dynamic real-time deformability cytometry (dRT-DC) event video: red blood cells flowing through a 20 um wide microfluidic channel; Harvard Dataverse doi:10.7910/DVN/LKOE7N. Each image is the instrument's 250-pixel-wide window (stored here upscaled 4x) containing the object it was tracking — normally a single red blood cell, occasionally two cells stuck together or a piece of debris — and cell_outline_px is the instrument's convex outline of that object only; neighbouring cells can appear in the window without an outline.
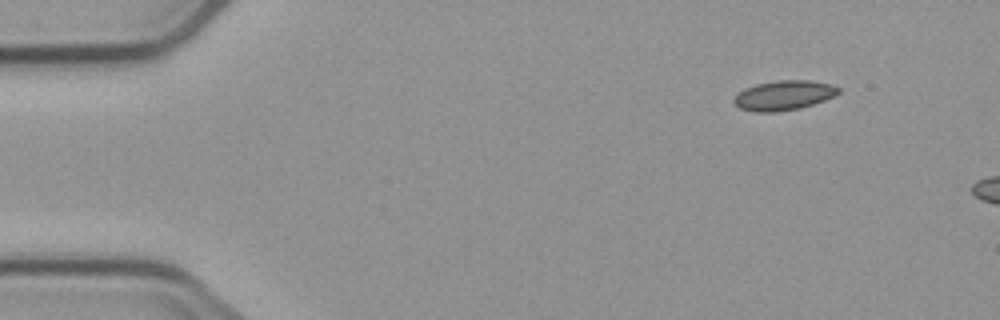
{"species": "common noctule bat (a hibernating species)", "species_latin": "Nyctalus noctula", "temperature_condition": "cold", "stored_images_in_passage": 3, "camera_frame_rate_fps": 3000, "um_per_image_px": 0.085, "animal": {"sex": "male", "body_mass_g": 23.1, "forearm_length_mm": 52.7}, "frame": {"image": 1, "passage_image": 1, "time_ms": 0.0, "image_size_px": [1000, 320], "cell_outline_px": [[840, 92], [824, 100], [800, 108], [776, 112], [756, 112], [740, 108], [732, 100], [744, 88], [756, 84], [776, 80], [808, 80], [832, 84], [840, 88]], "centroid_in_image_um": [66.62, 8.1], "position_along_channel_um": 18.4, "area_um2": 17.98}}